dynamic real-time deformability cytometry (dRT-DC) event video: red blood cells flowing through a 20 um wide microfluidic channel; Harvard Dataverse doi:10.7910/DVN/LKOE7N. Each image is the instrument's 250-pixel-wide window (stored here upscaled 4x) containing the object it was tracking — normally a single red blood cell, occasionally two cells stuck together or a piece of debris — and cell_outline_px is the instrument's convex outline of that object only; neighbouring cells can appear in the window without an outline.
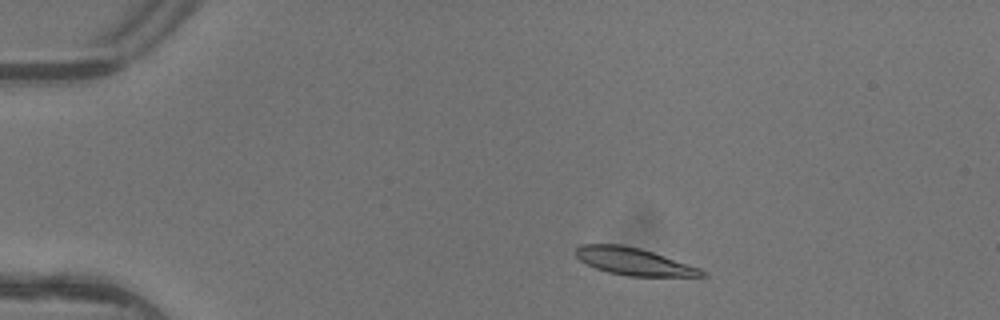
{"species": "common noctule bat (a hibernating species)", "species_latin": "Nyctalus noctula", "temperature_condition": "warm", "stored_images_in_passage": 5, "camera_frame_rate_fps": 3000, "um_per_image_px": 0.085, "animal": {"sex": "female"}, "frame": {"image": 1, "passage_image": 1, "time_ms": 0.0, "image_size_px": [1000, 320], "cell_outline_px": [[708, 276], [624, 276], [608, 272], [596, 268], [580, 260], [576, 256], [576, 248], [580, 244], [620, 244], [640, 248], [700, 268], [708, 272]], "centroid_in_image_um": [53.87, 22.23], "position_along_channel_um": 31.1, "area_um2": 19.94}}
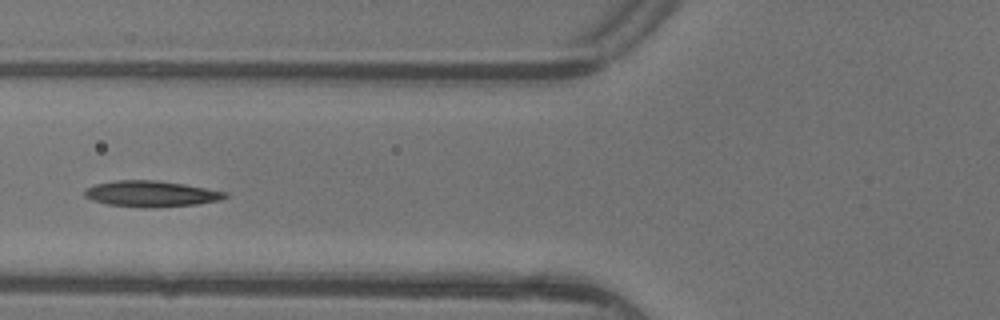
{"frame": {"image": 2, "passage_image": 4, "time_ms": 1.0, "image_size_px": [1000, 320], "cell_outline_px": [[228, 196], [220, 200], [196, 204], [152, 208], [144, 208], [108, 204], [92, 200], [84, 196], [84, 188], [96, 184], [116, 180], [156, 180], [184, 184], [228, 192]], "centroid_in_image_um": [12.83, 16.47], "position_along_channel_um": 113.0, "area_um2": 21.33}}
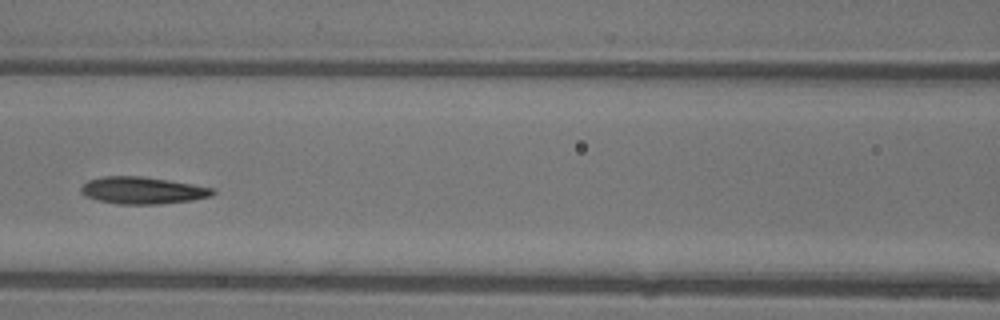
{"frame": {"image": 3, "passage_image": 5, "time_ms": 1.333, "image_size_px": [1000, 320], "cell_outline_px": [[216, 192], [212, 196], [192, 200], [160, 204], [120, 204], [96, 200], [84, 196], [80, 192], [80, 188], [88, 180], [104, 176], [140, 176], [168, 180], [216, 188]], "centroid_in_image_um": [12.12, 16.19], "position_along_channel_um": 154.5, "area_um2": 20.87}}